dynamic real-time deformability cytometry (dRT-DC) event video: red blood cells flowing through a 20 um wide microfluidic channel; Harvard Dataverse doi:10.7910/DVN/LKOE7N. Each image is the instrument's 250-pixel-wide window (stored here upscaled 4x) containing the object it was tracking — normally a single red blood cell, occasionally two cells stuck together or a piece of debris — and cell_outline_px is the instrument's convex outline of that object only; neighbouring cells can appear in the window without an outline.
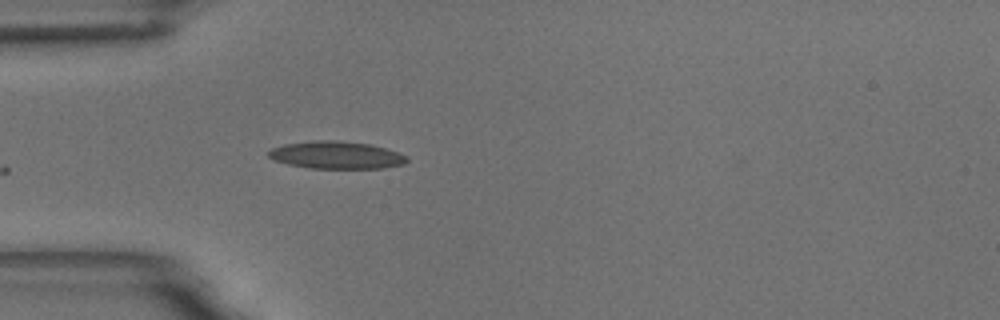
{"species": "common noctule bat (a hibernating species)", "species_latin": "Nyctalus noctula", "temperature_condition": "room temperature", "stored_images_in_passage": 9, "camera_frame_rate_fps": 3000, "um_per_image_px": 0.085, "animal": {"sex": "male", "body_mass_g": 18.8}, "frame": {"image": 1, "passage_image": 1, "time_ms": 0.0, "image_size_px": [1000, 320], "cell_outline_px": [[408, 160], [404, 164], [384, 168], [312, 168], [288, 164], [276, 160], [268, 156], [268, 152], [272, 148], [284, 144], [312, 140], [336, 140], [372, 144], [408, 156]], "centroid_in_image_um": [28.6, 13.17], "position_along_channel_um": 56.4, "area_um2": 22.08}}